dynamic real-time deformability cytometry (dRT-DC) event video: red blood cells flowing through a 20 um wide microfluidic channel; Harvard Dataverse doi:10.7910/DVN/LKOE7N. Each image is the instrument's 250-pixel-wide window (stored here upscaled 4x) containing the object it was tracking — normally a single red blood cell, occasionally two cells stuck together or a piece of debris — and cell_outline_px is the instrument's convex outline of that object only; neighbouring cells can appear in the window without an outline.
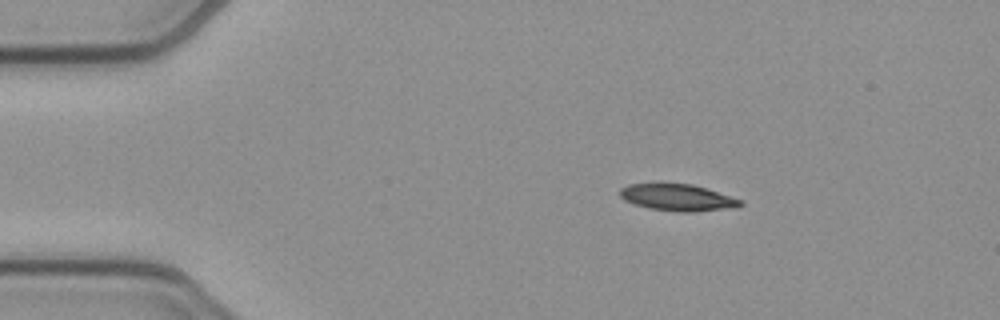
{"species": "common noctule bat (a hibernating species)", "species_latin": "Nyctalus noctula", "temperature_condition": "cold", "stored_images_in_passage": 45, "camera_frame_rate_fps": 3000, "um_per_image_px": 0.085, "animal": {"sex": "female", "body_mass_g": 21.9}, "frame": {"image": 1, "passage_image": 1, "time_ms": 0.0, "image_size_px": [1000, 320], "cell_outline_px": [[744, 204], [736, 208], [692, 212], [680, 212], [652, 208], [636, 204], [624, 200], [620, 196], [620, 188], [628, 184], [692, 184], [744, 200]], "centroid_in_image_um": [57.66, 16.8], "position_along_channel_um": 27.3, "area_um2": 18.61}}
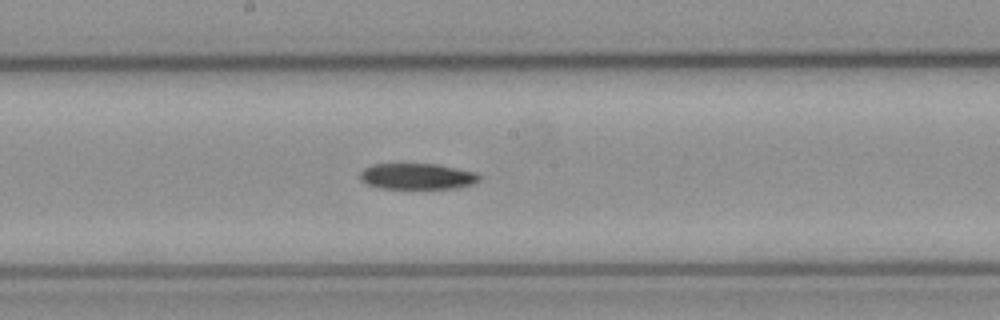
{"frame": {"image": 2, "passage_image": 20, "time_ms": 6.333, "image_size_px": [1000, 320], "cell_outline_px": [[480, 180], [472, 184], [460, 188], [380, 188], [368, 184], [360, 180], [360, 172], [364, 168], [372, 164], [436, 164], [476, 172], [480, 176]], "centroid_in_image_um": [35.46, 14.99], "position_along_channel_um": 212.7, "area_um2": 18.03}}
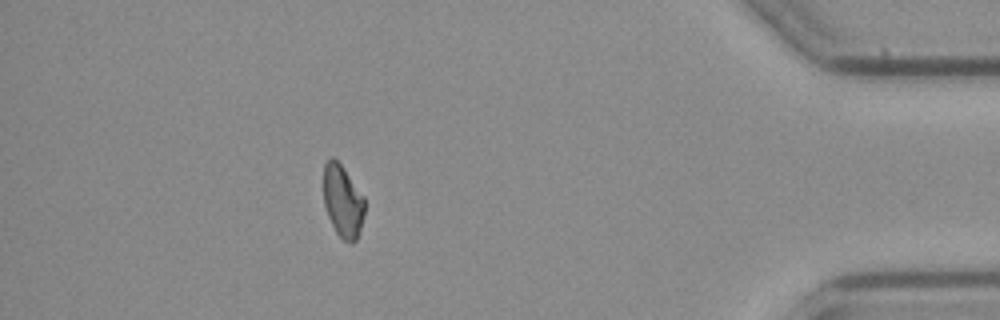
{"frame": {"image": 3, "passage_image": 39, "time_ms": 12.667, "image_size_px": [1000, 320], "cell_outline_px": [[364, 212], [360, 228], [356, 240], [352, 244], [344, 240], [336, 232], [328, 216], [324, 204], [324, 164], [332, 156], [340, 164], [364, 196]], "centroid_in_image_um": [29.13, 17.11], "position_along_channel_um": 406.1, "area_um2": 17.05}, "authors_computed_cell_mechanics": {"area_um2": 18.9006, "velocity_mm_per_s": 3.8713, "shape_relaxation_time_tau1_ms": 6.2402, "shape_relaxation_time_tau2_ms": null, "deformation_change_tau1": 0.1423, "deformation_change_tau2": null}}